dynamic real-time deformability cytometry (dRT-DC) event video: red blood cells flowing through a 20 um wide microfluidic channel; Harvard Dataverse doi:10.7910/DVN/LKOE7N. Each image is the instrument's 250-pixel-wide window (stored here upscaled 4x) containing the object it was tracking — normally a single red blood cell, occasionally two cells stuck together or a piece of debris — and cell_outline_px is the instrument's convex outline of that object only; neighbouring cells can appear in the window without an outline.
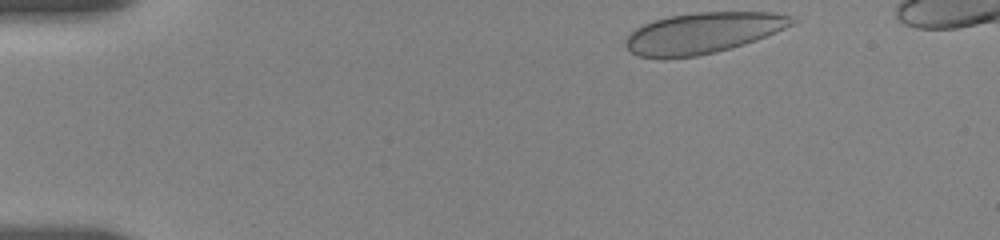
{"species": "human", "species_latin": "Homo sapiens", "temperature_condition": "room temperature", "stored_images_in_passage": 47, "camera_frame_rate_fps": 3000, "um_per_image_px": 0.085, "donor": {"sex": "female"}, "frame": {"image": 1, "passage_image": 1, "time_ms": 0.0, "image_size_px": [1000, 240], "cell_outline_px": [[800, 20], [776, 32], [756, 40], [744, 44], [716, 52], [696, 56], [664, 60], [640, 56], [632, 52], [624, 44], [624, 40], [636, 28], [652, 20], [668, 16], [696, 12], [772, 12], [792, 16]], "centroid_in_image_um": [59.73, 2.81], "position_along_channel_um": 25.3, "area_um2": 39.94}}
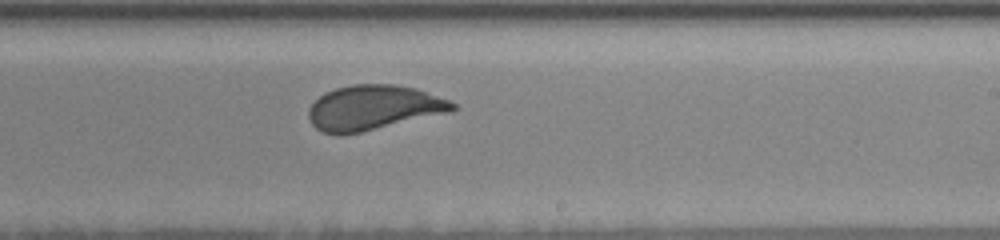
{"frame": {"image": 2, "passage_image": 25, "time_ms": 8.667, "image_size_px": [1000, 240], "cell_outline_px": [[456, 108], [452, 112], [360, 132], [340, 136], [324, 132], [316, 128], [312, 124], [308, 116], [308, 108], [324, 92], [336, 88], [352, 84], [392, 84], [416, 88], [448, 100], [456, 104]], "centroid_in_image_um": [31.73, 9.15], "position_along_channel_um": 257.3, "area_um2": 37.63}}
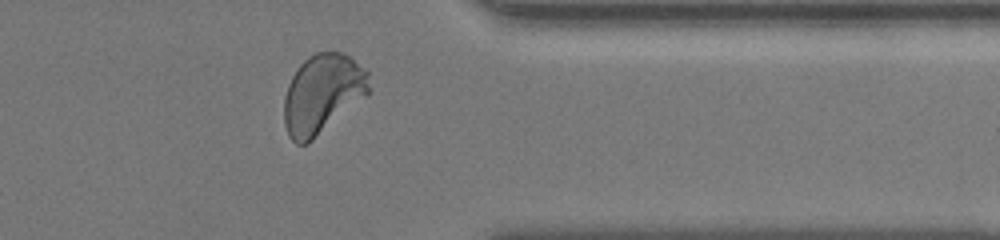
{"frame": {"image": 3, "passage_image": 37, "time_ms": 12.333, "image_size_px": [1000, 240], "cell_outline_px": [[368, 92], [308, 144], [296, 144], [288, 136], [284, 124], [284, 96], [288, 84], [292, 76], [300, 64], [308, 56], [316, 52], [340, 52], [348, 56], [364, 68], [368, 72]], "centroid_in_image_um": [27.34, 7.98], "position_along_channel_um": 384.1, "area_um2": 38.61}}